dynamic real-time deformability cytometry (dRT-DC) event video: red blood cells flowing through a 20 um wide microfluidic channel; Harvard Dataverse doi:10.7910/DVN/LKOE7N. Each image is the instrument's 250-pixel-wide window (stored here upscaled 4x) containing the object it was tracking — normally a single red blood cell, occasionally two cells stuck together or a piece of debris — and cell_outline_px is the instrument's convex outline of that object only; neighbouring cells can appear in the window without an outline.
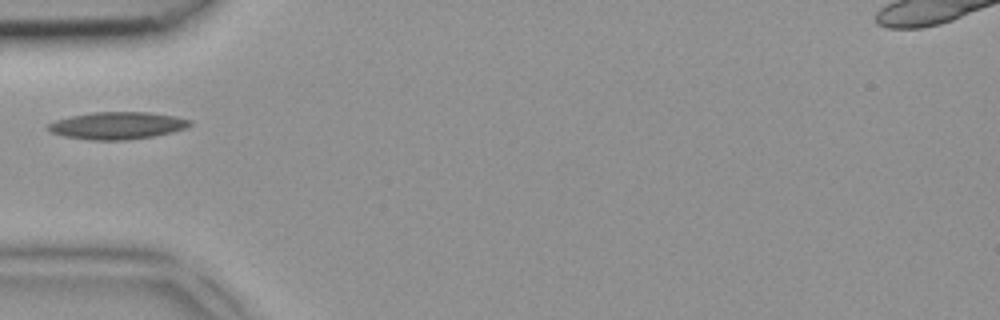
{"species": "common noctule bat (a hibernating species)", "species_latin": "Nyctalus noctula", "temperature_condition": "room temperature", "stored_images_in_passage": 2, "camera_frame_rate_fps": 3000, "um_per_image_px": 0.085, "animal": {"sex": "female", "body_mass_g": 18.4}, "frame": {"image": 1, "passage_image": 1, "time_ms": 0.0, "image_size_px": [1000, 320], "cell_outline_px": [[192, 124], [184, 128], [172, 132], [152, 136], [128, 140], [92, 140], [64, 136], [52, 132], [48, 128], [48, 124], [56, 120], [72, 116], [92, 112], [148, 112], [176, 116], [192, 120]], "centroid_in_image_um": [10.0, 10.67], "position_along_channel_um": 75.0, "area_um2": 22.37}}